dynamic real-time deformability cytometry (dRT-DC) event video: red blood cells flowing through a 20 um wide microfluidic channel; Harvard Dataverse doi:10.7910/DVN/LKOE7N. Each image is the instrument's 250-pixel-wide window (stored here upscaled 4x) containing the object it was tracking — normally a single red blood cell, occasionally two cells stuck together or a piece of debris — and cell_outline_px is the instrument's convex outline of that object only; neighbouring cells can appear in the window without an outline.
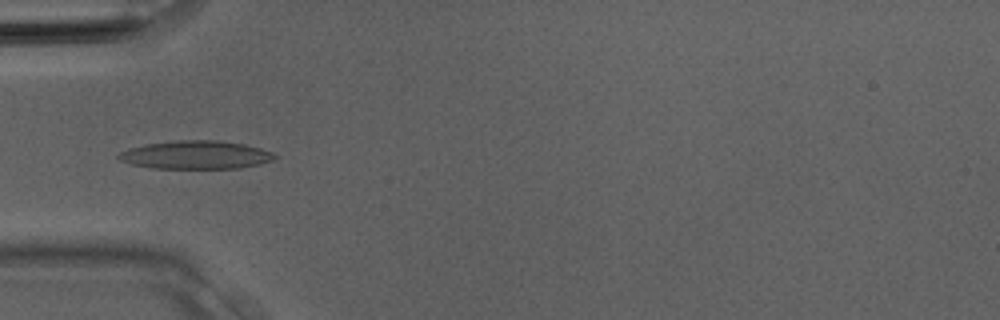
{"species": "Egyptian fruit bat (a non-hibernating species)", "species_latin": "Rousettus aegyptiacus", "temperature_condition": "room temperature", "stored_images_in_passage": 3, "camera_frame_rate_fps": 3000, "um_per_image_px": 0.085, "animal": {"sex": "male"}, "frame": {"image": 1, "passage_image": 3, "time_ms": 0.667, "image_size_px": [1000, 320], "cell_outline_px": [[280, 156], [272, 160], [260, 164], [240, 168], [152, 168], [132, 164], [120, 160], [116, 156], [120, 152], [132, 148], [148, 144], [180, 140], [216, 140], [244, 144], [260, 148], [272, 152]], "centroid_in_image_um": [16.7, 13.17], "position_along_channel_um": 68.3, "area_um2": 25.49}}